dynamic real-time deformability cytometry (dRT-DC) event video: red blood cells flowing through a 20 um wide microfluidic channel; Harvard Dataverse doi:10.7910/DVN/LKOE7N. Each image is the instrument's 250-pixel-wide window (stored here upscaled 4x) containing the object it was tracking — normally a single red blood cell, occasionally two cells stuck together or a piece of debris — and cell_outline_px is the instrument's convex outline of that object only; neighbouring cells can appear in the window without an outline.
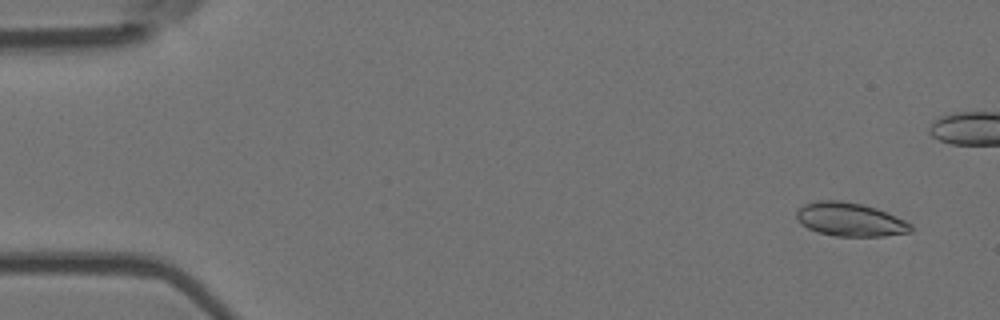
{"species": "Egyptian fruit bat (a non-hibernating species)", "species_latin": "Rousettus aegyptiacus", "temperature_condition": "room temperature", "stored_images_in_passage": 7, "camera_frame_rate_fps": 3000, "um_per_image_px": 0.085, "animal": {"sex": "female"}, "frame": {"image": 1, "passage_image": 1, "time_ms": 0.0, "image_size_px": [1000, 320], "cell_outline_px": [[912, 232], [884, 236], [836, 236], [820, 232], [808, 228], [800, 224], [796, 216], [796, 212], [804, 204], [816, 200], [840, 200], [860, 204], [876, 208], [904, 220], [912, 224]], "centroid_in_image_um": [72.25, 18.66], "position_along_channel_um": 12.8, "area_um2": 22.25}}
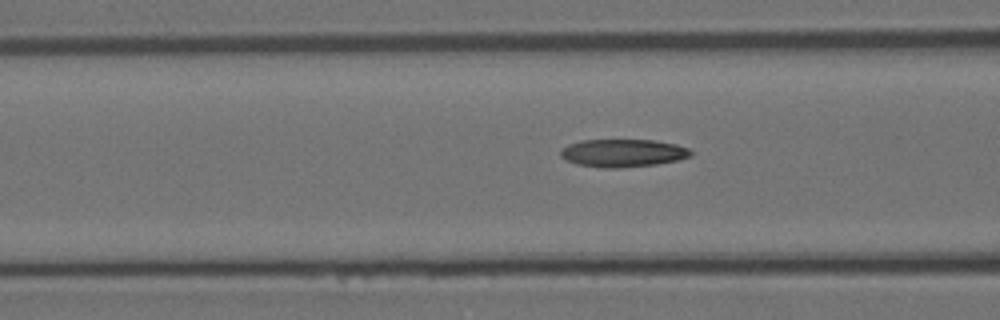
{"frame": {"image": 2, "passage_image": 7, "time_ms": 2.0, "image_size_px": [1000, 320], "cell_outline_px": [[692, 156], [676, 160], [656, 164], [620, 168], [600, 168], [576, 164], [564, 160], [560, 156], [560, 152], [568, 144], [580, 140], [656, 140], [676, 144], [688, 148], [692, 152]], "centroid_in_image_um": [52.92, 13.01], "position_along_channel_um": 113.7, "area_um2": 21.27}}